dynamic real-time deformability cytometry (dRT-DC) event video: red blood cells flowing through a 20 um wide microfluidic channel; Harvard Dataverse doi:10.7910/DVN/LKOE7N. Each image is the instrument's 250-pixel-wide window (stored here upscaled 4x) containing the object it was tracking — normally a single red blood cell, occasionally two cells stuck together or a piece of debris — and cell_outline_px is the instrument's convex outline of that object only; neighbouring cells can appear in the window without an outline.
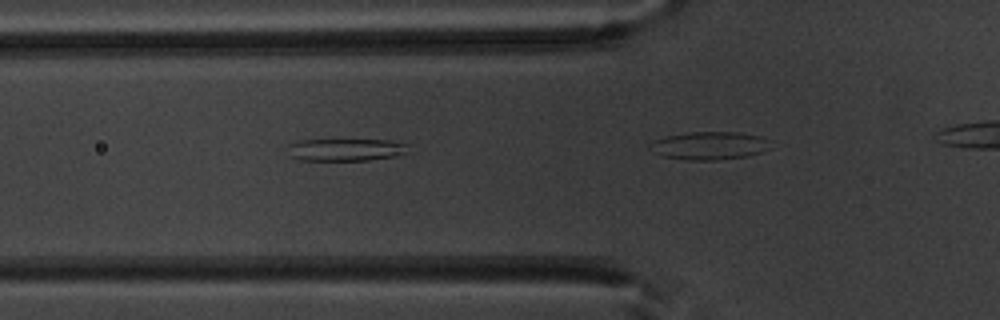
{"species": "common noctule bat (a hibernating species)", "species_latin": "Nyctalus noctula", "temperature_condition": "warm", "stored_images_in_passage": 17, "camera_frame_rate_fps": 3000, "um_per_image_px": 0.085, "animal": {"sex": "male", "body_mass_g": 20.1, "forearm_length_mm": 53.5}, "frame": {"image": 1, "passage_image": 12, "time_ms": 3.667, "image_size_px": [1000, 320], "cell_outline_px": [[408, 144], [404, 152], [400, 156], [368, 160], [300, 160], [292, 156], [288, 144], [300, 140], [396, 140]], "centroid_in_image_um": [29.44, 12.72], "position_along_channel_um": 96.4, "area_um2": 15.61}}